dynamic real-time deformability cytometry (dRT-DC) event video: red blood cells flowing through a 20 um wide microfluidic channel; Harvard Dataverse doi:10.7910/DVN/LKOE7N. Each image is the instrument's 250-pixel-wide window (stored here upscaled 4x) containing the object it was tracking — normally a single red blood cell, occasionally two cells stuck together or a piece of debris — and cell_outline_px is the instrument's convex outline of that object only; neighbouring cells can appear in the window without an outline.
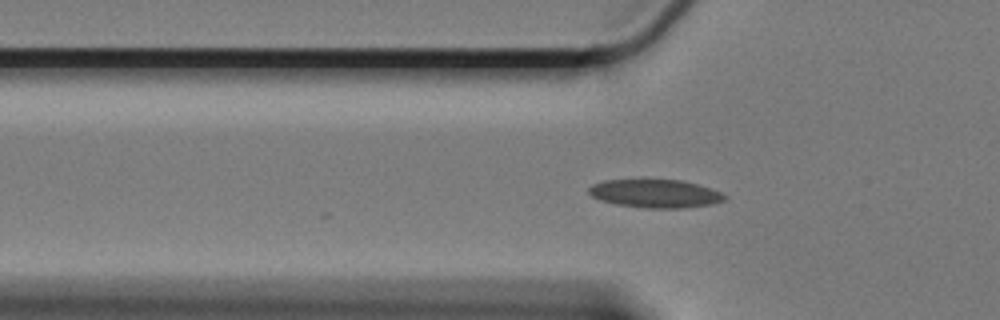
{"species": "Egyptian fruit bat (a non-hibernating species)", "species_latin": "Rousettus aegyptiacus", "temperature_condition": "cold", "stored_images_in_passage": 13, "camera_frame_rate_fps": 3000, "um_per_image_px": 0.085, "animal": {"sex": "female"}, "frame": {"image": 1, "passage_image": 3, "time_ms": 0.667, "image_size_px": [1000, 320], "cell_outline_px": [[728, 196], [724, 200], [712, 204], [680, 208], [644, 208], [616, 204], [600, 200], [592, 196], [588, 192], [588, 188], [592, 184], [604, 180], [640, 176], [684, 180], [712, 188]], "centroid_in_image_um": [55.65, 16.39], "position_along_channel_um": 70.2, "area_um2": 23.58}}
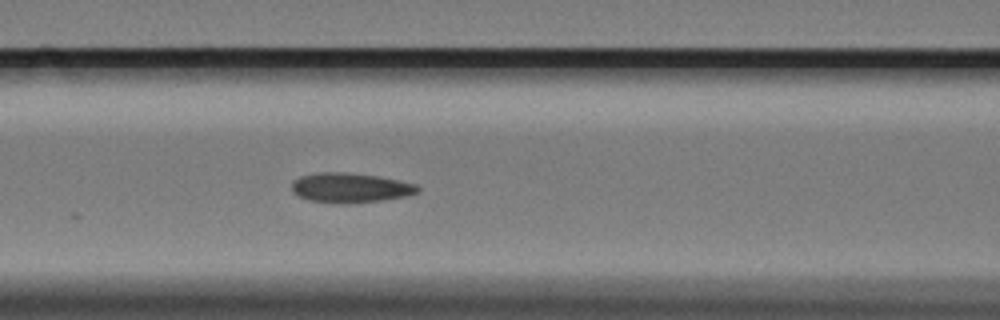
{"frame": {"image": 2, "passage_image": 9, "time_ms": 2.667, "image_size_px": [1000, 320], "cell_outline_px": [[420, 192], [408, 196], [384, 200], [348, 204], [340, 204], [308, 200], [296, 196], [292, 192], [292, 180], [300, 176], [316, 172], [348, 172], [376, 176], [416, 184], [420, 188]], "centroid_in_image_um": [29.74, 15.97], "position_along_channel_um": 136.9, "area_um2": 22.2}}
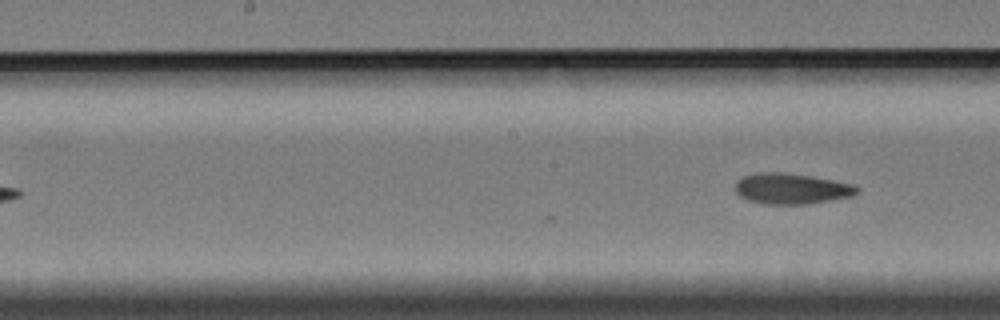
{"frame": {"image": 3, "passage_image": 13, "time_ms": 4.0, "image_size_px": [1000, 320], "cell_outline_px": [[860, 192], [852, 196], [832, 200], [808, 204], [764, 204], [748, 200], [740, 196], [736, 192], [736, 180], [744, 176], [756, 172], [776, 172], [812, 176], [856, 184], [860, 188]], "centroid_in_image_um": [67.32, 16.04], "position_along_channel_um": 180.9, "area_um2": 22.02}}